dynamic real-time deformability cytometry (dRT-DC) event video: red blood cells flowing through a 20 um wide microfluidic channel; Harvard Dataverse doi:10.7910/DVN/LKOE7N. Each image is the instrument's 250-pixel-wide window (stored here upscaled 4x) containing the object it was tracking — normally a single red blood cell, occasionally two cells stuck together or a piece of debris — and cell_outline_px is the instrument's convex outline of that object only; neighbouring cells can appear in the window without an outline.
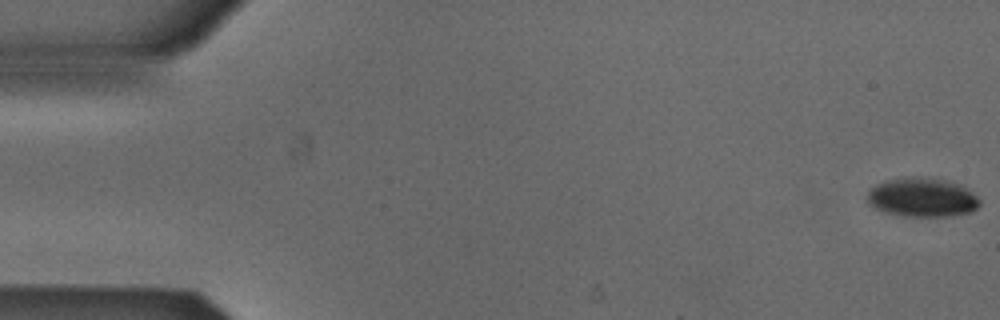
{"species": "Egyptian fruit bat (a non-hibernating species)", "species_latin": "Rousettus aegyptiacus", "temperature_condition": "cold", "stored_images_in_passage": 53, "camera_frame_rate_fps": 3000, "um_per_image_px": 0.085, "animal": {"sex": "male"}, "frame": {"image": 1, "passage_image": 1, "time_ms": 0.0, "image_size_px": [1000, 320], "cell_outline_px": [[980, 204], [972, 212], [948, 216], [904, 216], [884, 212], [868, 204], [868, 192], [876, 184], [888, 180], [912, 176], [944, 180], [960, 184], [972, 192], [980, 200]], "centroid_in_image_um": [78.39, 16.78], "position_along_channel_um": 6.6, "area_um2": 25.43}}
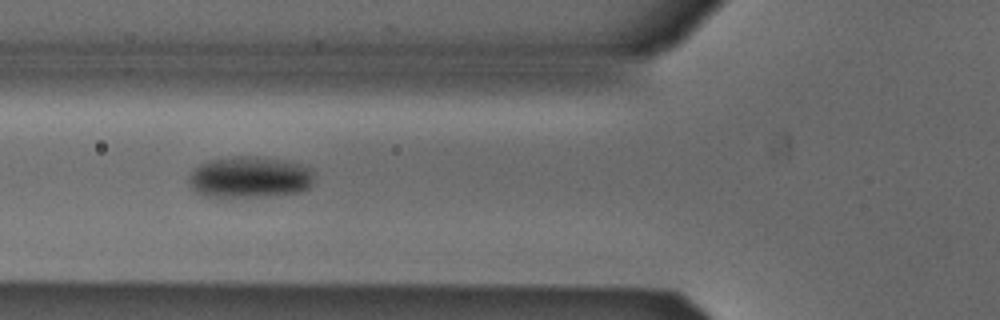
{"frame": {"image": 2, "passage_image": 20, "time_ms": 6.333, "image_size_px": [1000, 320], "cell_outline_px": [[312, 184], [308, 188], [300, 192], [272, 196], [204, 196], [196, 192], [188, 184], [188, 176], [200, 164], [208, 160], [232, 156], [256, 156], [284, 160], [312, 168]], "centroid_in_image_um": [21.21, 15.05], "position_along_channel_um": 104.6, "area_um2": 30.29}}
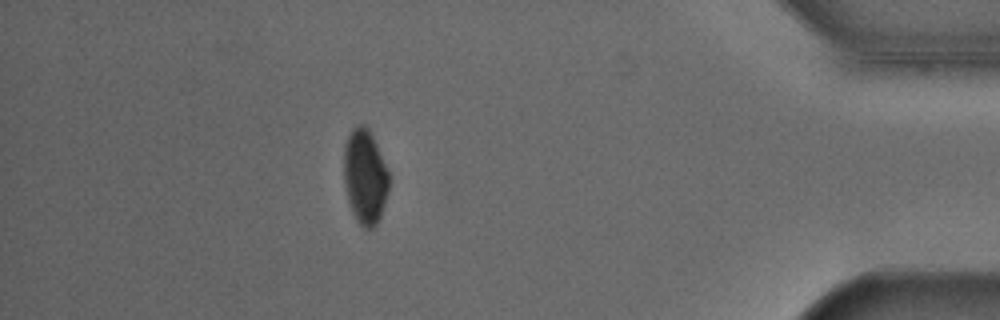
{"frame": {"image": 3, "passage_image": 47, "time_ms": 15.333, "image_size_px": [1000, 320], "cell_outline_px": [[388, 188], [380, 220], [368, 232], [360, 224], [352, 212], [348, 200], [344, 184], [344, 144], [352, 128], [356, 124], [364, 124], [368, 128], [376, 144], [388, 172]], "centroid_in_image_um": [31.0, 15.03], "position_along_channel_um": 404.2, "area_um2": 24.8}, "authors_computed_cell_mechanics": {"area_um2": 28.033, "velocity_mm_per_s": 3.8849, "shape_relaxation_time_tau1_ms": 3.0638, "shape_relaxation_time_tau2_ms": null, "deformation_change_tau1": 0.1049, "deformation_change_tau2": null}}